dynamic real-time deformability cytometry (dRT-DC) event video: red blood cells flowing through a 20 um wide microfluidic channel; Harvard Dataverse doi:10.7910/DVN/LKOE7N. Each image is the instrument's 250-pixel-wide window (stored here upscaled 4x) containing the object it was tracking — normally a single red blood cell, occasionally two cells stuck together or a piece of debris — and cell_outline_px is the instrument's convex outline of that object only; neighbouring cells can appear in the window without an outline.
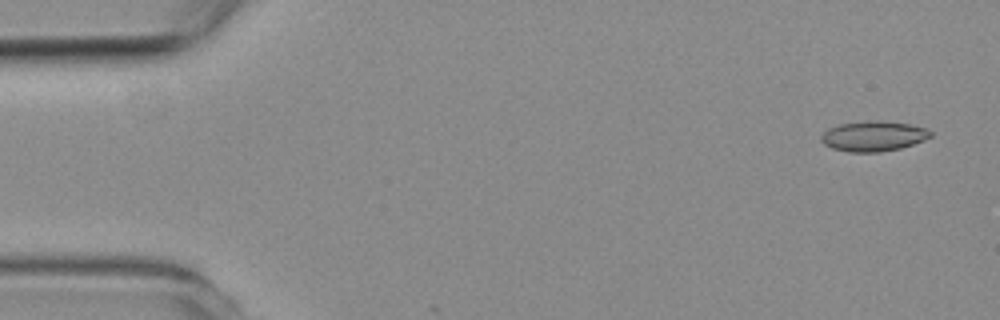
{"species": "common noctule bat (a hibernating species)", "species_latin": "Nyctalus noctula", "temperature_condition": "room temperature", "stored_images_in_passage": 6, "camera_frame_rate_fps": 3000, "um_per_image_px": 0.085, "animal": {"sex": "female", "body_mass_g": 19.3, "forearm_length_mm": 54.1}, "frame": {"image": 1, "passage_image": 1, "time_ms": 0.0, "image_size_px": [1000, 320], "cell_outline_px": [[932, 136], [924, 140], [900, 148], [880, 152], [848, 152], [832, 148], [824, 144], [820, 140], [820, 136], [828, 128], [840, 124], [872, 120], [880, 120], [908, 124], [928, 128], [932, 132]], "centroid_in_image_um": [74.24, 11.57], "position_along_channel_um": 10.8, "area_um2": 19.31}}
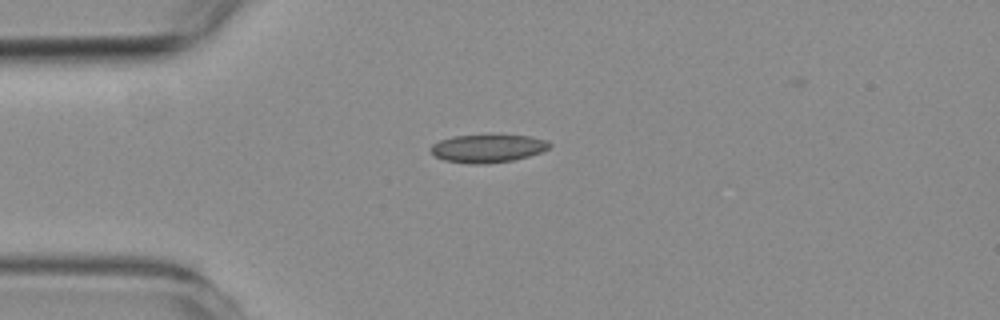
{"frame": {"image": 2, "passage_image": 4, "time_ms": 3.667, "image_size_px": [1000, 320], "cell_outline_px": [[552, 144], [548, 148], [540, 152], [528, 156], [512, 160], [484, 164], [476, 164], [444, 160], [436, 156], [432, 152], [432, 144], [440, 140], [452, 136], [492, 132], [532, 136], [548, 140]], "centroid_in_image_um": [41.5, 12.55], "position_along_channel_um": 43.5, "area_um2": 20.11}}
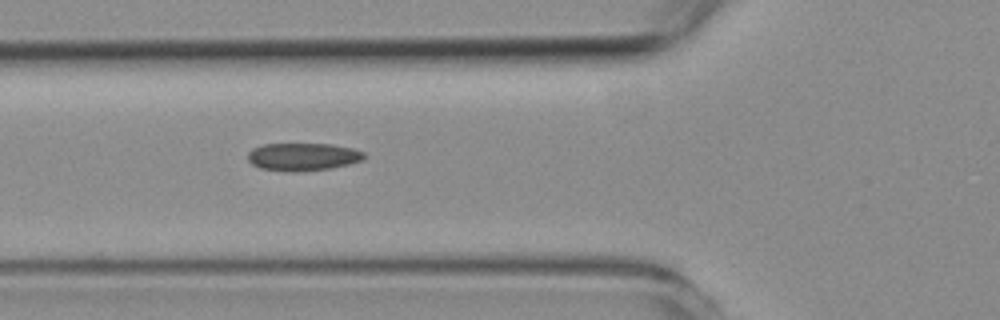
{"frame": {"image": 3, "passage_image": 6, "time_ms": 5.667, "image_size_px": [1000, 320], "cell_outline_px": [[368, 156], [364, 160], [348, 164], [328, 168], [300, 172], [284, 172], [260, 168], [252, 164], [248, 160], [248, 152], [252, 148], [264, 144], [332, 144], [352, 148], [364, 152]], "centroid_in_image_um": [25.75, 13.33], "position_along_channel_um": 100.1, "area_um2": 19.02}}